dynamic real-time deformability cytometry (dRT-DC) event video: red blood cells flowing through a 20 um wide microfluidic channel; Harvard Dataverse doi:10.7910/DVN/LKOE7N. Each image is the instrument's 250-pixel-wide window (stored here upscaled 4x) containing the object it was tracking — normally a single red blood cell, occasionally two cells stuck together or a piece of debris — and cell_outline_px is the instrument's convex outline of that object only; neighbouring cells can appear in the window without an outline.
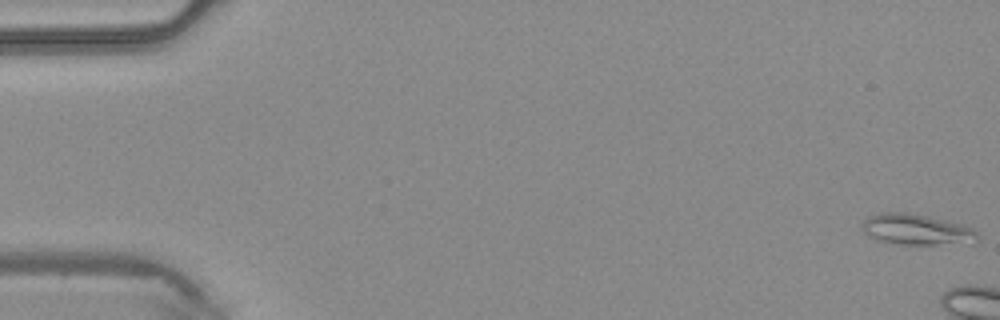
{"species": "common noctule bat (a hibernating species)", "species_latin": "Nyctalus noctula", "temperature_condition": "warm", "stored_images_in_passage": 5, "camera_frame_rate_fps": 3000, "um_per_image_px": 0.085, "animal": {"sex": "male", "body_mass_g": 20.4}, "frame": {"image": 1, "passage_image": 1, "time_ms": 0.0, "image_size_px": [1000, 320], "cell_outline_px": [[980, 236], [976, 244], [900, 244], [880, 240], [868, 236], [860, 228], [864, 220], [868, 216], [884, 212], [904, 212], [928, 216], [948, 220], [972, 228]], "centroid_in_image_um": [77.95, 19.51], "position_along_channel_um": 7.0, "area_um2": 20.92}}